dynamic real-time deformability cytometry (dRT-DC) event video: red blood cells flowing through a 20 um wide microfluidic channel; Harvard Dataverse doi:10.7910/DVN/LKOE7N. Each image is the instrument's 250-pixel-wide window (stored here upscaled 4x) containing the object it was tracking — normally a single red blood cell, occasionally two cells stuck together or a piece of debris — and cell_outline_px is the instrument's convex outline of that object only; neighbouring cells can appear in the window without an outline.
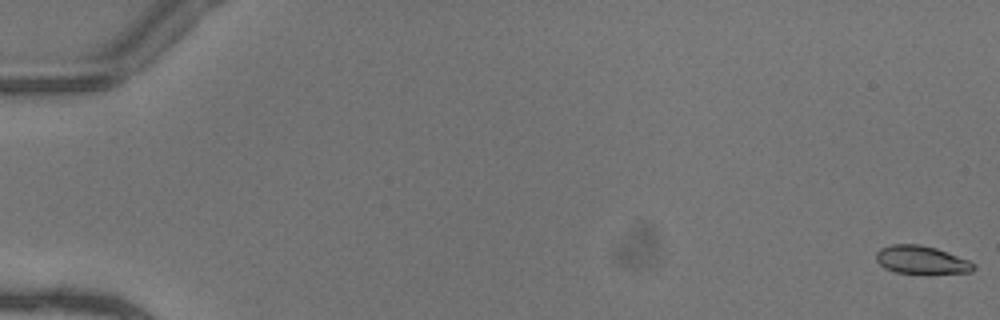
{"species": "common noctule bat (a hibernating species)", "species_latin": "Nyctalus noctula", "temperature_condition": "warm", "stored_images_in_passage": 24, "camera_frame_rate_fps": 3000, "um_per_image_px": 0.085, "animal": {"sex": "female"}, "frame": {"image": 1, "passage_image": 1, "time_ms": 0.0, "image_size_px": [1000, 320], "cell_outline_px": [[976, 268], [972, 272], [928, 276], [924, 276], [896, 272], [884, 268], [876, 260], [876, 252], [880, 248], [892, 244], [920, 244], [936, 248], [968, 260]], "centroid_in_image_um": [78.33, 22.14], "position_along_channel_um": 6.7, "area_um2": 16.65}}
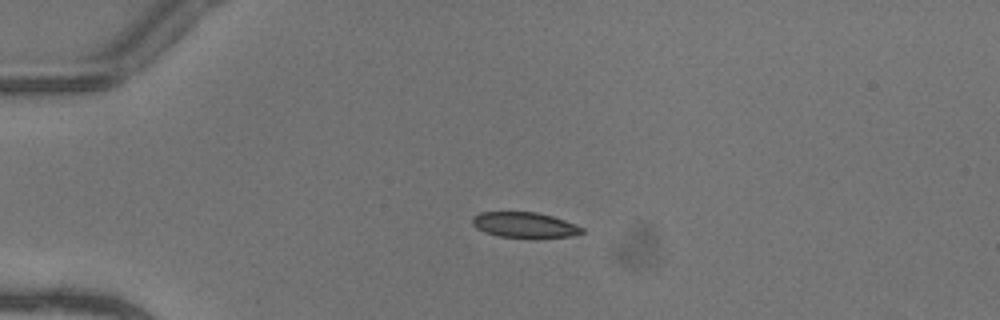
{"frame": {"image": 2, "passage_image": 14, "time_ms": 4.333, "image_size_px": [1000, 320], "cell_outline_px": [[584, 232], [572, 236], [536, 240], [500, 236], [484, 232], [476, 228], [472, 224], [472, 216], [480, 212], [536, 212], [552, 216], [564, 220], [584, 228]], "centroid_in_image_um": [44.6, 19.16], "position_along_channel_um": 40.4, "area_um2": 16.82}}
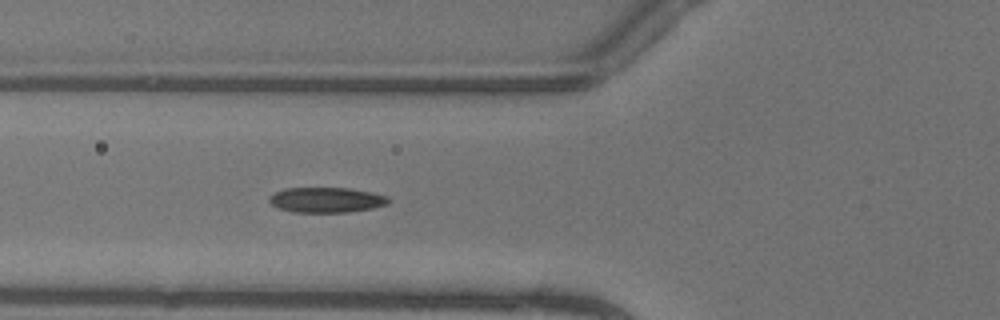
{"frame": {"image": 3, "passage_image": 21, "time_ms": 6.667, "image_size_px": [1000, 320], "cell_outline_px": [[388, 204], [372, 208], [348, 212], [292, 212], [280, 208], [272, 204], [268, 200], [268, 196], [284, 188], [348, 188], [372, 192], [388, 196]], "centroid_in_image_um": [27.73, 16.99], "position_along_channel_um": 98.1, "area_um2": 17.46}}